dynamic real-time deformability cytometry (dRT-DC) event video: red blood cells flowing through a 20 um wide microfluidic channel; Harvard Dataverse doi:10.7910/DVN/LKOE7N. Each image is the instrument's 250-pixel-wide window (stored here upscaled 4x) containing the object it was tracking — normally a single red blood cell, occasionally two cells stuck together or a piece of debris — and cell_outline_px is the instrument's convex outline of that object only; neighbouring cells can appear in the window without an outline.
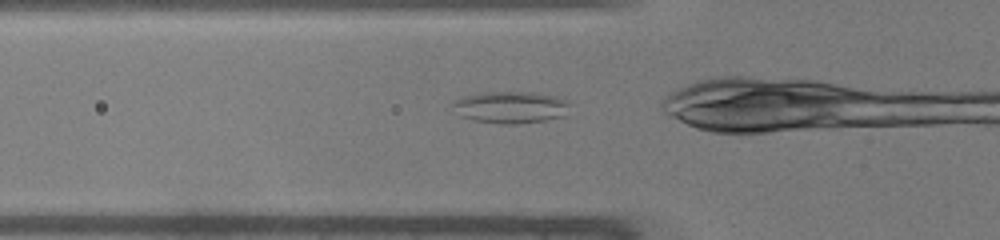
{"species": "common noctule bat (a hibernating species)", "species_latin": "Nyctalus noctula", "temperature_condition": "warm", "stored_images_in_passage": 33, "camera_frame_rate_fps": 3000, "um_per_image_px": 0.085, "animal": {"sex": "male", "body_mass_g": 19.0, "forearm_length_mm": 50.8}, "frame": {"image": 1, "passage_image": 12, "time_ms": 3.667, "image_size_px": [1000, 240], "cell_outline_px": [[572, 104], [564, 116], [544, 120], [516, 124], [500, 124], [472, 120], [460, 116], [452, 104], [456, 100], [464, 96], [476, 92], [536, 92], [556, 96], [568, 100]], "centroid_in_image_um": [43.44, 9.11], "position_along_channel_um": 82.4, "area_um2": 22.02}}
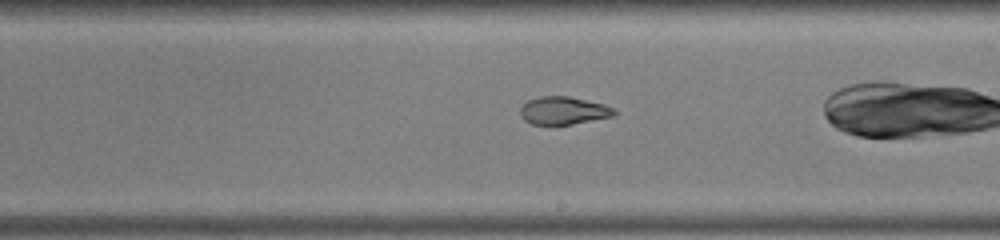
{"frame": {"image": 2, "passage_image": 23, "time_ms": 7.333, "image_size_px": [1000, 240], "cell_outline_px": [[616, 112], [612, 116], [572, 124], [532, 124], [524, 120], [520, 116], [520, 108], [528, 100], [540, 96], [568, 96], [604, 104], [612, 108]], "centroid_in_image_um": [47.85, 9.39], "position_along_channel_um": 241.1, "area_um2": 15.03}}
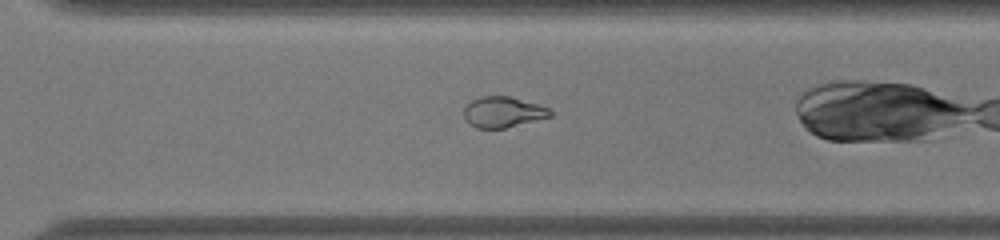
{"frame": {"image": 3, "passage_image": 29, "time_ms": 9.333, "image_size_px": [1000, 240], "cell_outline_px": [[552, 116], [504, 128], [476, 128], [468, 124], [464, 120], [464, 108], [472, 100], [480, 96], [512, 96], [540, 104], [548, 108], [552, 112]], "centroid_in_image_um": [42.74, 9.51], "position_along_channel_um": 327.9, "area_um2": 15.61}}